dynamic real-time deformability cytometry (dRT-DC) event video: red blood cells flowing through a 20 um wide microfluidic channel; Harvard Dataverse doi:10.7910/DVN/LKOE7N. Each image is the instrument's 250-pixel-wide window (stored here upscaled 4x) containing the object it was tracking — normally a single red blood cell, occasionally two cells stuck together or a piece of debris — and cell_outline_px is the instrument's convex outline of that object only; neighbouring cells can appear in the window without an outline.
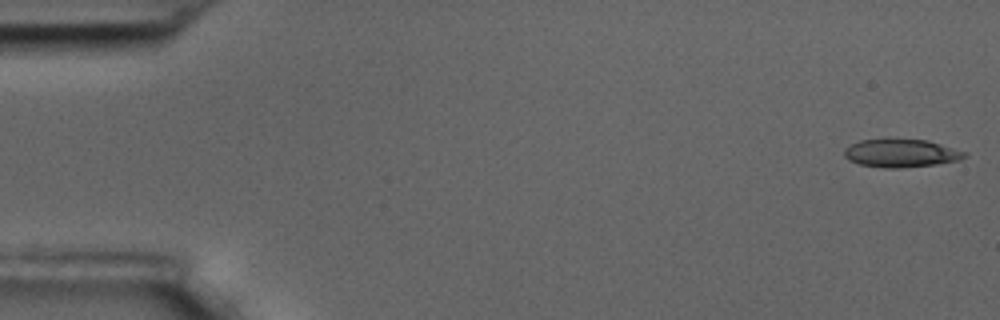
{"species": "common noctule bat (a hibernating species)", "species_latin": "Nyctalus noctula", "temperature_condition": "room temperature", "stored_images_in_passage": 57, "camera_frame_rate_fps": 3000, "um_per_image_px": 0.085, "animal": {"sex": "male", "body_mass_g": 17.5, "forearm_length_mm": 52.3}, "frame": {"image": 1, "passage_image": 1, "time_ms": 0.0, "image_size_px": [1000, 320], "cell_outline_px": [[968, 156], [960, 160], [936, 164], [900, 168], [884, 168], [860, 164], [848, 160], [844, 156], [844, 148], [860, 140], [888, 136], [928, 140], [968, 152]], "centroid_in_image_um": [76.59, 12.97], "position_along_channel_um": 8.4, "area_um2": 20.58}}
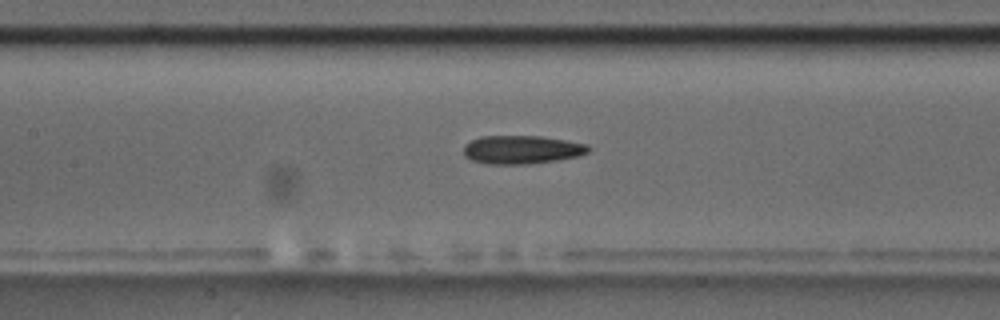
{"frame": {"image": 2, "passage_image": 26, "time_ms": 8.333, "image_size_px": [1000, 320], "cell_outline_px": [[592, 148], [588, 152], [576, 156], [556, 160], [528, 164], [488, 164], [472, 160], [464, 156], [464, 144], [480, 136], [540, 136], [588, 144]], "centroid_in_image_um": [44.33, 12.72], "position_along_channel_um": 163.1, "area_um2": 20.63}}
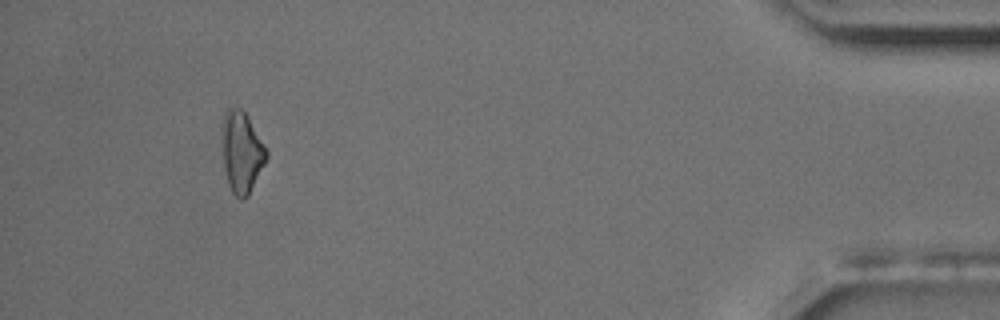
{"frame": {"image": 3, "passage_image": 53, "time_ms": 17.333, "image_size_px": [1000, 320], "cell_outline_px": [[268, 156], [248, 196], [244, 200], [240, 200], [232, 192], [228, 184], [224, 168], [220, 128], [224, 112], [232, 104], [240, 108], [248, 116], [268, 148]], "centroid_in_image_um": [20.53, 12.87], "position_along_channel_um": 414.7, "area_um2": 21.68}, "authors_computed_cell_mechanics": {"area_um2": 20.23, "velocity_mm_per_s": 3.5193, "shape_relaxation_time_tau1_ms": 4.4802, "shape_relaxation_time_tau2_ms": 4.3167, "deformation_change_tau1": 0.1282, "deformation_change_tau2": 0.1462}}